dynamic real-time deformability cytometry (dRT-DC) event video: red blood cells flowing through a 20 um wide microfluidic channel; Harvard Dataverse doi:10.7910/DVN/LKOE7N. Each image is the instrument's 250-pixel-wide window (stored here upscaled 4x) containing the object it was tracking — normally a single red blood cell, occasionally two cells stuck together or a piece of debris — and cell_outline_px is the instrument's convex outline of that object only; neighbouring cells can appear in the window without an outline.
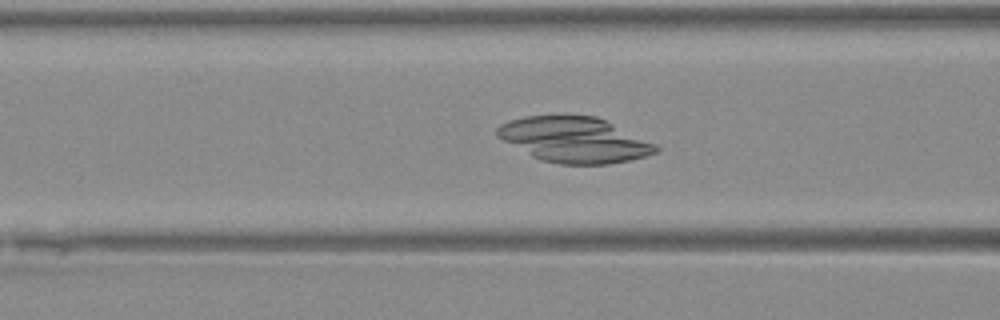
{"species": "Egyptian fruit bat (a non-hibernating species)", "species_latin": "Rousettus aegyptiacus", "temperature_condition": "warm", "stored_images_in_passage": 48, "camera_frame_rate_fps": 3000, "um_per_image_px": 0.085, "animal": {"sex": "female"}, "frame": {"image": 1, "passage_image": 19, "time_ms": 6.0, "image_size_px": [1000, 320], "cell_outline_px": [[660, 148], [656, 152], [644, 156], [628, 160], [608, 164], [560, 164], [540, 160], [532, 156], [504, 140], [496, 132], [496, 128], [500, 124], [508, 120], [524, 116], [556, 112], [596, 116], [656, 144]], "centroid_in_image_um": [48.78, 11.83], "position_along_channel_um": 117.8, "area_um2": 42.37}}
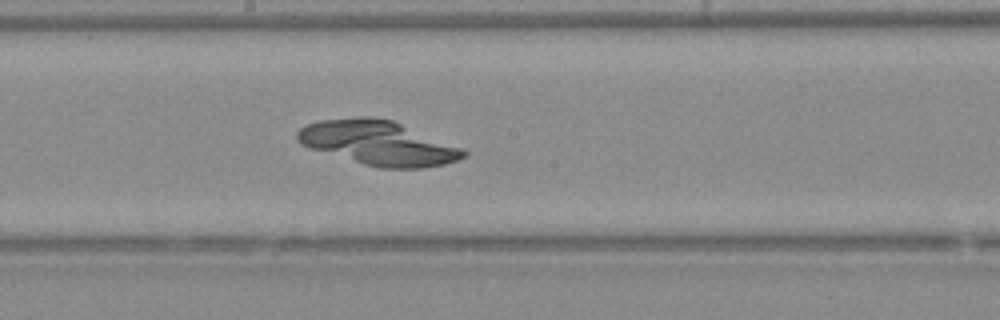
{"frame": {"image": 2, "passage_image": 26, "time_ms": 8.333, "image_size_px": [1000, 320], "cell_outline_px": [[468, 152], [464, 156], [456, 160], [444, 164], [424, 168], [380, 168], [364, 164], [312, 148], [300, 144], [296, 140], [296, 132], [300, 128], [308, 124], [320, 120], [360, 116], [364, 116], [392, 120], [460, 148]], "centroid_in_image_um": [32.11, 12.15], "position_along_channel_um": 216.1, "area_um2": 42.14}}
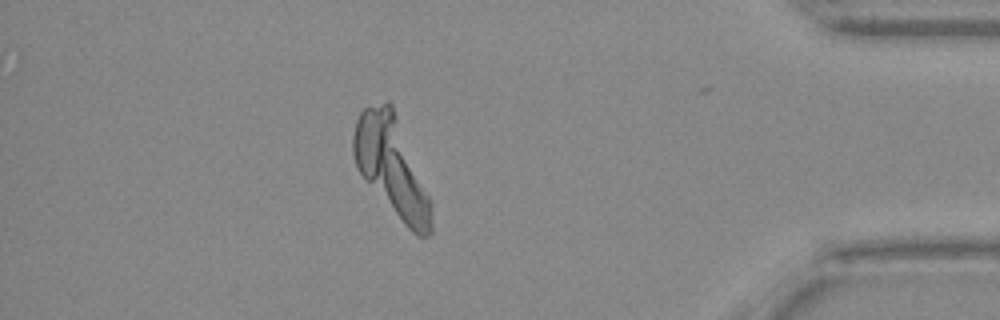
{"frame": {"image": 3, "passage_image": 42, "time_ms": 13.667, "image_size_px": [1000, 320], "cell_outline_px": [[432, 232], [428, 236], [416, 236], [404, 224], [360, 172], [356, 164], [352, 152], [352, 136], [356, 120], [360, 112], [364, 108], [388, 100], [392, 104], [428, 196], [432, 224]], "centroid_in_image_um": [33.25, 14.12], "position_along_channel_um": 401.9, "area_um2": 43.23}}